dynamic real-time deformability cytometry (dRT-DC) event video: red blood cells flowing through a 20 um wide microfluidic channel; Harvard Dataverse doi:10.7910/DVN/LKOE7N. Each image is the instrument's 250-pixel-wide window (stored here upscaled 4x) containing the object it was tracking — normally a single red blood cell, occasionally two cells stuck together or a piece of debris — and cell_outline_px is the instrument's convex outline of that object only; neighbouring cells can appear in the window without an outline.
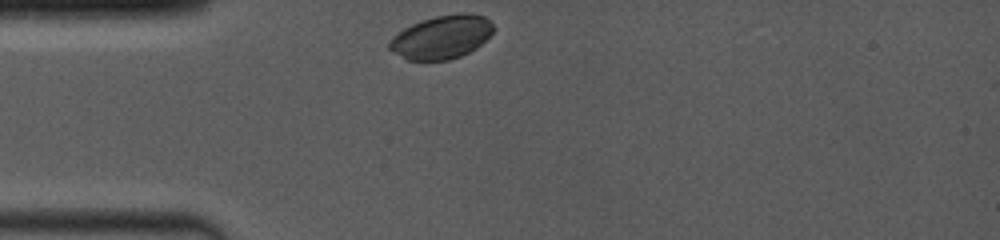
{"species": "common noctule bat (a hibernating species)", "species_latin": "Nyctalus noctula", "temperature_condition": "room temperature", "stored_images_in_passage": 19, "camera_frame_rate_fps": 4000, "um_per_image_px": 0.085, "animal": {"sex": "female", "body_mass_g": 19.0, "forearm_length_mm": 53.3}, "frame": {"image": 1, "passage_image": 1, "time_ms": 0.0, "image_size_px": [1000, 240], "cell_outline_px": [[496, 28], [476, 48], [460, 56], [448, 60], [408, 60], [392, 52], [388, 48], [388, 44], [392, 36], [404, 28], [420, 20], [436, 16], [464, 12], [468, 12], [484, 16]], "centroid_in_image_um": [37.52, 3.14], "position_along_channel_um": 47.5, "area_um2": 26.3}}
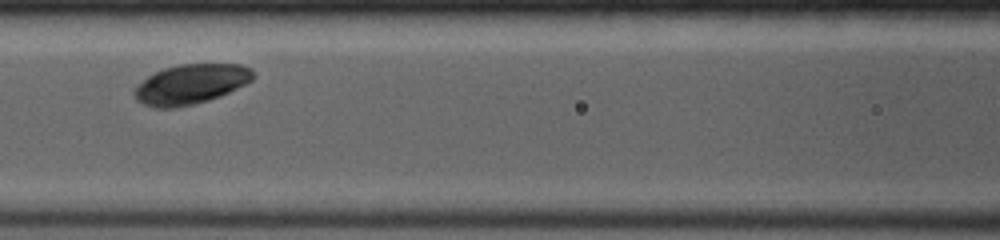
{"frame": {"image": 2, "passage_image": 9, "time_ms": 3.0, "image_size_px": [1000, 240], "cell_outline_px": [[252, 80], [220, 96], [196, 104], [176, 108], [152, 108], [136, 100], [132, 96], [132, 92], [136, 84], [148, 76], [164, 68], [180, 64], [240, 64], [252, 68]], "centroid_in_image_um": [16.15, 7.17], "position_along_channel_um": 150.5, "area_um2": 27.69}}
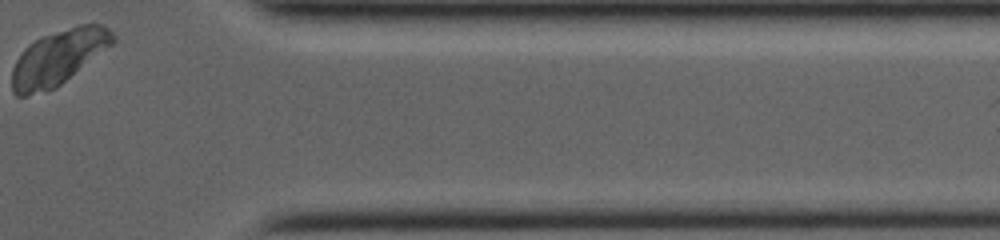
{"frame": {"image": 3, "passage_image": 19, "time_ms": 9.75, "image_size_px": [1000, 240], "cell_outline_px": [[116, 40], [112, 44], [56, 88], [24, 96], [16, 96], [12, 92], [12, 68], [16, 60], [24, 48], [28, 44], [44, 36], [76, 24], [100, 24], [108, 28], [116, 36]], "centroid_in_image_um": [4.95, 4.88], "position_along_channel_um": 406.5, "area_um2": 32.08}, "authors_computed_cell_mechanics": {"area_um2": 28.2642, "velocity_mm_per_s": 3.9297, "shape_relaxation_time_tau1_ms": null, "shape_relaxation_time_tau2_ms": 1.0493, "deformation_change_tau1": null, "deformation_change_tau2": 0.0232}}